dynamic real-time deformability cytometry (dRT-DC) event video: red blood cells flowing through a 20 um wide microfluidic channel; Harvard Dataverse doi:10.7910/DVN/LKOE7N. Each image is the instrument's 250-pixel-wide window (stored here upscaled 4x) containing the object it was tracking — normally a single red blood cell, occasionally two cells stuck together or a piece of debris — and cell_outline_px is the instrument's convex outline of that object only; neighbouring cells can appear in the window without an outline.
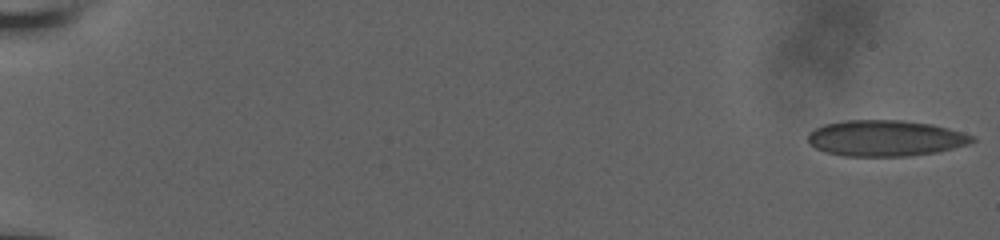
{"species": "human", "species_latin": "Homo sapiens", "temperature_condition": "room temperature", "stored_images_in_passage": 57, "camera_frame_rate_fps": 3000, "um_per_image_px": 0.085, "donor": {"sex": "male"}, "frame": {"image": 1, "passage_image": 1, "time_ms": 0.0, "image_size_px": [1000, 240], "cell_outline_px": [[976, 140], [968, 144], [936, 152], [908, 156], [844, 156], [828, 152], [816, 148], [808, 140], [808, 132], [824, 124], [844, 120], [904, 120], [932, 124], [948, 128], [976, 136]], "centroid_in_image_um": [75.28, 11.74], "position_along_channel_um": 9.7, "area_um2": 34.45}}
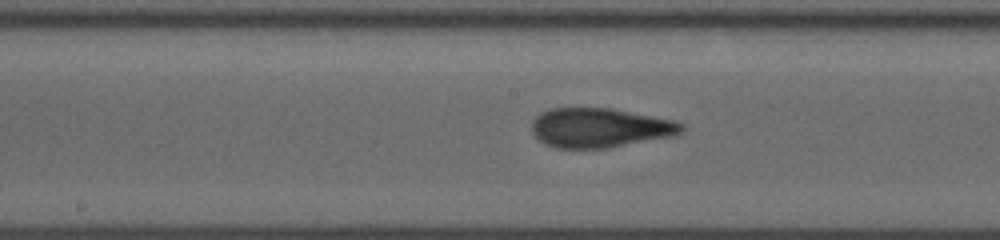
{"frame": {"image": 2, "passage_image": 32, "time_ms": 10.333, "image_size_px": [1000, 240], "cell_outline_px": [[684, 132], [672, 136], [608, 148], [556, 148], [544, 144], [532, 132], [532, 120], [540, 112], [548, 108], [612, 108], [676, 120], [684, 124]], "centroid_in_image_um": [51.0, 10.85], "position_along_channel_um": 197.2, "area_um2": 34.74}}
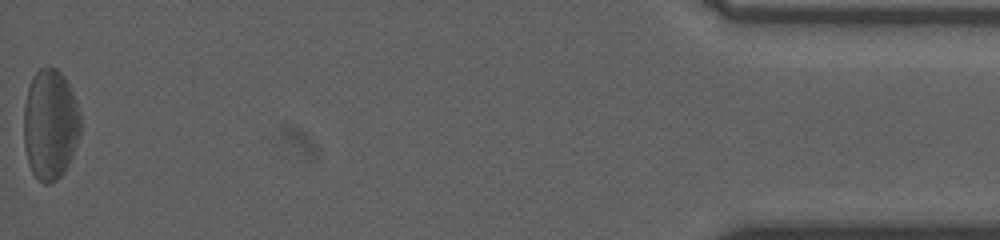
{"frame": {"image": 3, "passage_image": 57, "time_ms": 18.667, "image_size_px": [1000, 240], "cell_outline_px": [[80, 132], [72, 156], [64, 172], [56, 180], [48, 184], [44, 184], [32, 172], [28, 164], [24, 148], [24, 104], [28, 88], [32, 76], [40, 68], [56, 68], [64, 76], [72, 92], [80, 112]], "centroid_in_image_um": [4.25, 10.59], "position_along_channel_um": 430.9, "area_um2": 36.53}, "authors_computed_cell_mechanics": {"area_um2": 34.5066, "velocity_mm_per_s": 3.8271, "shape_relaxation_time_tau1_ms": 10.1158, "shape_relaxation_time_tau2_ms": 0.9101, "deformation_change_tau1": 0.2261, "deformation_change_tau2": 0.0699}}